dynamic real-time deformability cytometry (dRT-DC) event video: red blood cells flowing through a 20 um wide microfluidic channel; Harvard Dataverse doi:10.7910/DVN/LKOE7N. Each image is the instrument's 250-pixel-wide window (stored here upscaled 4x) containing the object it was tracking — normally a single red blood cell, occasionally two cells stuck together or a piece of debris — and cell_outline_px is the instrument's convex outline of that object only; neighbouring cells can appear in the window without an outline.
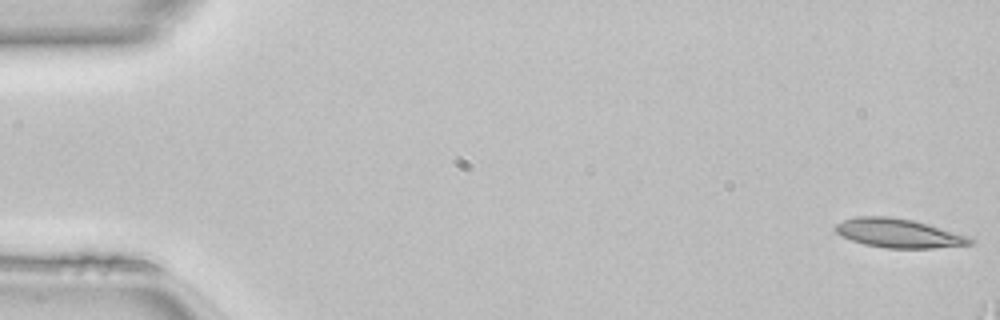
{"species": "common noctule bat (a hibernating species)", "species_latin": "Nyctalus noctula", "temperature_condition": "room temperature", "stored_images_in_passage": 6, "camera_frame_rate_fps": 3000, "um_per_image_px": 0.085, "animal": {"sex": "female", "body_mass_g": 22.7, "forearm_length_mm": 54.2}, "frame": {"image": 1, "passage_image": 1, "time_ms": 0.0, "image_size_px": [1000, 320], "cell_outline_px": [[976, 240], [972, 244], [932, 248], [884, 248], [864, 244], [840, 236], [836, 232], [836, 224], [844, 220], [856, 216], [888, 216], [912, 220], [928, 224], [972, 236]], "centroid_in_image_um": [76.43, 19.82], "position_along_channel_um": 8.6, "area_um2": 22.89}}